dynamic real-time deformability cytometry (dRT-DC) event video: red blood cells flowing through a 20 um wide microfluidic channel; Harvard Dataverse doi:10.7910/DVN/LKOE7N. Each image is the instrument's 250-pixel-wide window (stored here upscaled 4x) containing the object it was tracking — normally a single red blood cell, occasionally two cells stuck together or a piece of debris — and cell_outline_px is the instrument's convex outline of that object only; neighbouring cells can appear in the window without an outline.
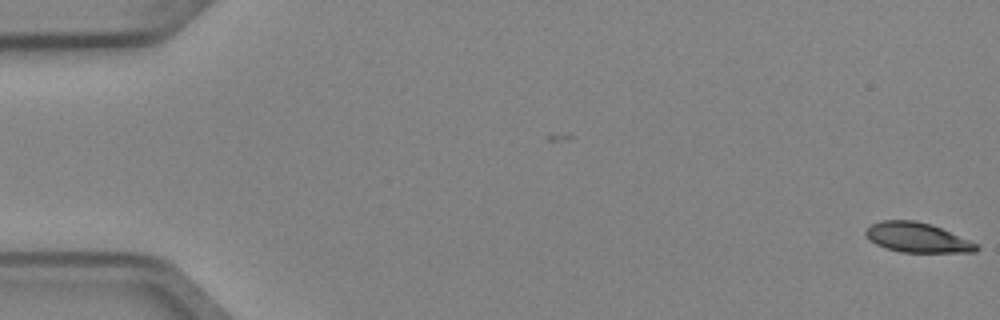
{"species": "Egyptian fruit bat (a non-hibernating species)", "species_latin": "Rousettus aegyptiacus", "temperature_condition": "cold", "stored_images_in_passage": 2, "camera_frame_rate_fps": 3000, "um_per_image_px": 0.085, "animal": {"sex": "female"}, "frame": {"image": 1, "passage_image": 2, "time_ms": 0.333, "image_size_px": [1000, 320], "cell_outline_px": [[980, 248], [976, 252], [900, 252], [884, 248], [876, 244], [864, 232], [872, 224], [880, 220], [916, 220], [932, 224], [968, 240], [976, 244]], "centroid_in_image_um": [77.95, 20.19], "position_along_channel_um": 7.0, "area_um2": 19.02}}